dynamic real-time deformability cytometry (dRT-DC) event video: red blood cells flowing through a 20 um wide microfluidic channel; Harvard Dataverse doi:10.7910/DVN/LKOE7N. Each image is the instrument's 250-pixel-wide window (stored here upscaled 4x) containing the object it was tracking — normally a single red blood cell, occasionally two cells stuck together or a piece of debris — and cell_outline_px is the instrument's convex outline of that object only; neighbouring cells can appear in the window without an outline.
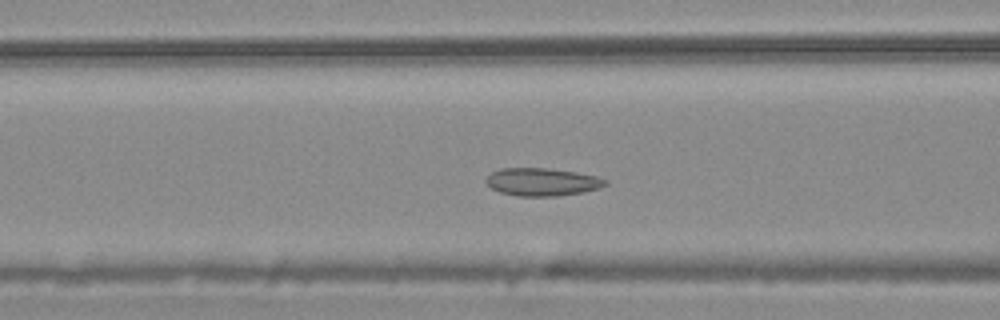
{"species": "common noctule bat (a hibernating species)", "species_latin": "Nyctalus noctula", "temperature_condition": "warm", "stored_images_in_passage": 43, "camera_frame_rate_fps": 3000, "um_per_image_px": 0.085, "animal": {"sex": "male", "body_mass_g": 20.4}, "frame": {"image": 1, "passage_image": 10, "time_ms": 3.0, "image_size_px": [1000, 320], "cell_outline_px": [[608, 184], [600, 188], [584, 192], [556, 196], [516, 196], [500, 192], [492, 188], [484, 180], [492, 172], [500, 168], [548, 168], [576, 172], [596, 176], [608, 180]], "centroid_in_image_um": [46.1, 15.46], "position_along_channel_um": 120.5, "area_um2": 19.42}}
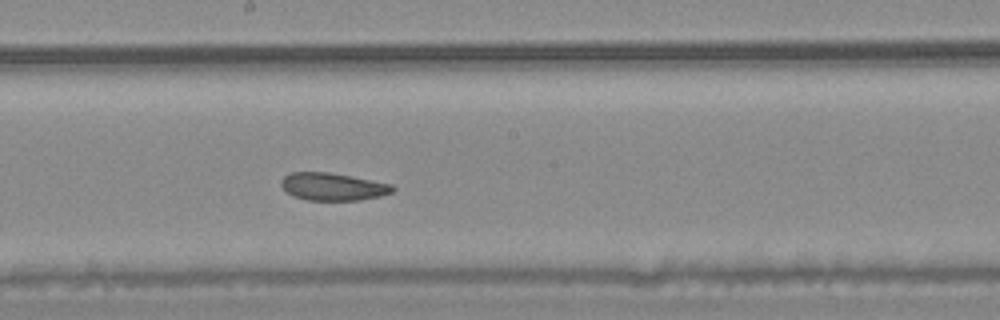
{"frame": {"image": 2, "passage_image": 18, "time_ms": 5.667, "image_size_px": [1000, 320], "cell_outline_px": [[396, 188], [392, 192], [380, 196], [360, 200], [308, 200], [292, 196], [280, 184], [280, 180], [284, 176], [292, 172], [328, 172], [392, 184]], "centroid_in_image_um": [28.28, 15.87], "position_along_channel_um": 219.9, "area_um2": 17.8}}
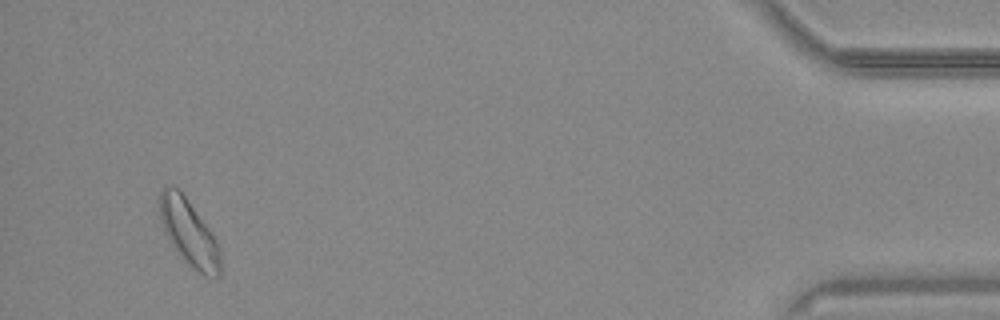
{"frame": {"image": 3, "passage_image": 40, "time_ms": 13.0, "image_size_px": [1000, 320], "cell_outline_px": [[220, 276], [204, 276], [188, 264], [180, 256], [164, 232], [160, 220], [160, 192], [168, 184], [172, 184], [184, 196], [208, 228], [216, 240], [220, 248]], "centroid_in_image_um": [16.05, 19.79], "position_along_channel_um": 419.2, "area_um2": 22.89}, "authors_computed_cell_mechanics": {"area_um2": 19.3052, "velocity_mm_per_s": 3.7326, "shape_relaxation_time_tau1_ms": 9.0053, "shape_relaxation_time_tau2_ms": 2.9815, "deformation_change_tau1": 0.1274, "deformation_change_tau2": 0.0635}}